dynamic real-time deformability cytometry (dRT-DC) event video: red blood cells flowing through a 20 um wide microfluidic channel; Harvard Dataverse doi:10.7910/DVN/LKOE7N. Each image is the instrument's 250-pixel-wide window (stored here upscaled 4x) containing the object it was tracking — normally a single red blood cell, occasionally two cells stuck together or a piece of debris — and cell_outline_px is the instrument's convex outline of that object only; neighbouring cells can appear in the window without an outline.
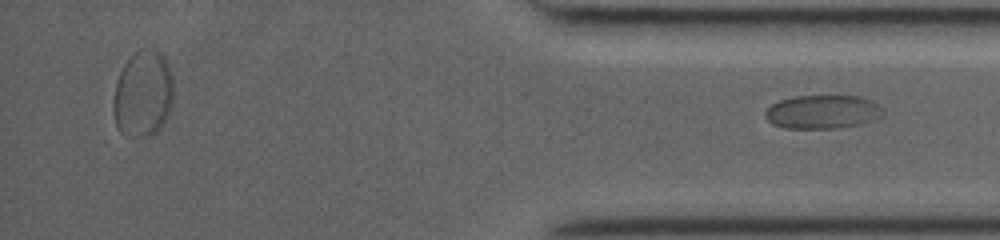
{"species": "common noctule bat (a hibernating species)", "species_latin": "Nyctalus noctula", "temperature_condition": "room temperature", "stored_images_in_passage": 31, "segment_of_instrument_passage": [2, 2], "camera_frame_rate_fps": 3000, "um_per_image_px": 0.085, "animal": {"sex": "female", "body_mass_g": 19.0, "forearm_length_mm": 53.3}, "frame": {"image": 1, "passage_image": 31, "time_ms": 10.0, "image_size_px": [1000, 240], "cell_outline_px": [[884, 116], [876, 120], [860, 124], [840, 128], [784, 128], [772, 124], [764, 116], [764, 112], [772, 104], [780, 100], [792, 96], [860, 96], [872, 100], [884, 108]], "centroid_in_image_um": [69.97, 9.51], "position_along_channel_um": 365.2, "area_um2": 23.47}}